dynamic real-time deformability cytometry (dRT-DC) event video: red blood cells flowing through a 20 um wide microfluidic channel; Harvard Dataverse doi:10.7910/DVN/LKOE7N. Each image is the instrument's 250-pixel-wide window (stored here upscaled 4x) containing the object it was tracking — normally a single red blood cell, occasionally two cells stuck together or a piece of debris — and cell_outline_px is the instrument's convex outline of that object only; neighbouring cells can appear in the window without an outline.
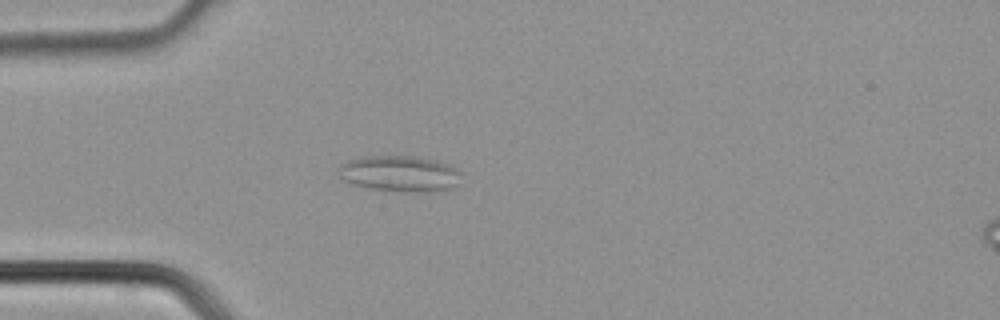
{"species": "common noctule bat (a hibernating species)", "species_latin": "Nyctalus noctula", "temperature_condition": "cold", "stored_images_in_passage": 2, "camera_frame_rate_fps": 3000, "um_per_image_px": 0.085, "animal": {"sex": "male", "body_mass_g": 21.5, "forearm_length_mm": 52.0}, "frame": {"image": 1, "passage_image": 2, "time_ms": 0.333, "image_size_px": [1000, 320], "cell_outline_px": [[460, 184], [448, 188], [428, 192], [396, 192], [368, 188], [344, 180], [340, 176], [340, 164], [348, 160], [360, 156], [408, 156], [436, 160], [448, 164], [456, 168], [460, 172]], "centroid_in_image_um": [33.99, 14.76], "position_along_channel_um": 51.0, "area_um2": 25.78}}